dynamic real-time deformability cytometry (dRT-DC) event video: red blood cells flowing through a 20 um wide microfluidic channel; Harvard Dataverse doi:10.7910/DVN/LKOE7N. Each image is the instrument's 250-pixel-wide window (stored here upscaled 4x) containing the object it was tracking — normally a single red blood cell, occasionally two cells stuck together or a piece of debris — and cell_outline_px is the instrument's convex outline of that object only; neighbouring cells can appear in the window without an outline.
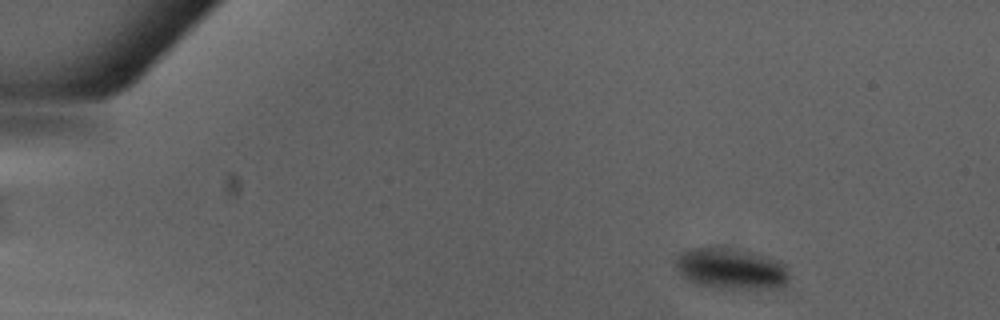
{"species": "Egyptian fruit bat (a non-hibernating species)", "species_latin": "Rousettus aegyptiacus", "temperature_condition": "warm", "stored_images_in_passage": 47, "camera_frame_rate_fps": 3000, "um_per_image_px": 0.085, "animal": {"sex": "male"}, "frame": {"image": 1, "passage_image": 5, "time_ms": 1.333, "image_size_px": [1000, 320], "cell_outline_px": [[788, 280], [784, 284], [764, 288], [732, 292], [696, 284], [688, 280], [676, 268], [676, 256], [692, 248], [724, 248], [764, 256], [776, 260], [784, 264], [788, 276]], "centroid_in_image_um": [62.09, 22.9], "position_along_channel_um": 22.9, "area_um2": 26.88}}
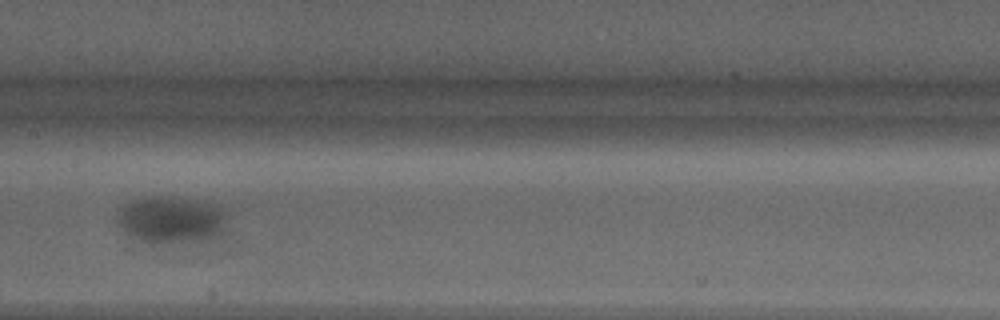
{"frame": {"image": 2, "passage_image": 24, "time_ms": 7.667, "image_size_px": [1000, 320], "cell_outline_px": [[220, 232], [216, 236], [192, 240], [132, 248], [124, 248], [120, 224], [120, 208], [136, 200], [160, 196], [220, 204]], "centroid_in_image_um": [14.26, 18.81], "position_along_channel_um": 193.1, "area_um2": 30.35}}
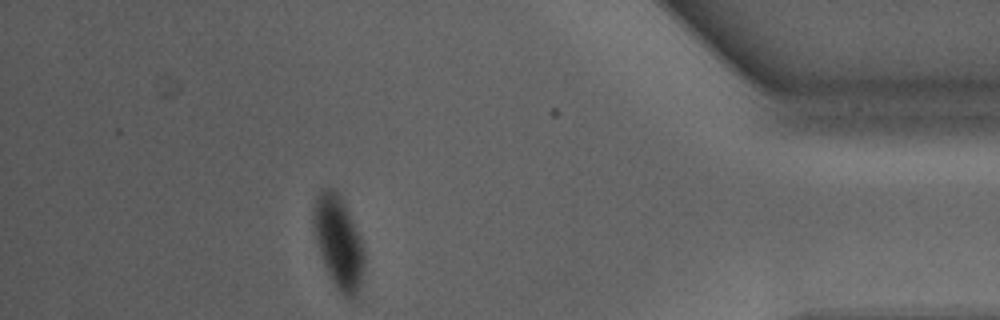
{"frame": {"image": 3, "passage_image": 42, "time_ms": 13.667, "image_size_px": [1000, 320], "cell_outline_px": [[364, 272], [356, 296], [344, 296], [336, 288], [324, 264], [312, 228], [312, 204], [316, 196], [324, 188], [336, 188], [364, 244]], "centroid_in_image_um": [28.75, 20.54], "position_along_channel_um": 406.4, "area_um2": 27.34}}